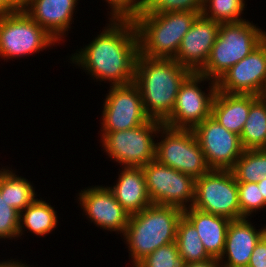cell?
Here are the masks:
<instances>
[{"label": "cell", "mask_w": 266, "mask_h": 267, "mask_svg": "<svg viewBox=\"0 0 266 267\" xmlns=\"http://www.w3.org/2000/svg\"><path fill=\"white\" fill-rule=\"evenodd\" d=\"M110 24L71 61L112 86L134 82L139 37L132 17H111ZM112 22V23H111ZM76 54V55H75ZM86 68V69H85Z\"/></svg>", "instance_id": "6da1fadb"}, {"label": "cell", "mask_w": 266, "mask_h": 267, "mask_svg": "<svg viewBox=\"0 0 266 267\" xmlns=\"http://www.w3.org/2000/svg\"><path fill=\"white\" fill-rule=\"evenodd\" d=\"M191 73L174 59L148 58L139 53L134 83L150 119L163 122L172 113L179 88Z\"/></svg>", "instance_id": "7a4b0ae2"}, {"label": "cell", "mask_w": 266, "mask_h": 267, "mask_svg": "<svg viewBox=\"0 0 266 267\" xmlns=\"http://www.w3.org/2000/svg\"><path fill=\"white\" fill-rule=\"evenodd\" d=\"M183 210L168 205L152 203L129 217L124 232L133 267L160 246L176 241L177 225Z\"/></svg>", "instance_id": "3957f363"}, {"label": "cell", "mask_w": 266, "mask_h": 267, "mask_svg": "<svg viewBox=\"0 0 266 267\" xmlns=\"http://www.w3.org/2000/svg\"><path fill=\"white\" fill-rule=\"evenodd\" d=\"M198 15L192 11L136 13L132 19L137 28L140 54L148 58L173 59Z\"/></svg>", "instance_id": "277c9868"}, {"label": "cell", "mask_w": 266, "mask_h": 267, "mask_svg": "<svg viewBox=\"0 0 266 267\" xmlns=\"http://www.w3.org/2000/svg\"><path fill=\"white\" fill-rule=\"evenodd\" d=\"M263 34L260 28L246 19L236 23H221L209 58L198 73L217 81L262 43Z\"/></svg>", "instance_id": "5b68a950"}, {"label": "cell", "mask_w": 266, "mask_h": 267, "mask_svg": "<svg viewBox=\"0 0 266 267\" xmlns=\"http://www.w3.org/2000/svg\"><path fill=\"white\" fill-rule=\"evenodd\" d=\"M163 122L151 119L136 128L114 132H103V149L124 167H144L155 159V133L160 132Z\"/></svg>", "instance_id": "8992f818"}, {"label": "cell", "mask_w": 266, "mask_h": 267, "mask_svg": "<svg viewBox=\"0 0 266 267\" xmlns=\"http://www.w3.org/2000/svg\"><path fill=\"white\" fill-rule=\"evenodd\" d=\"M161 142L156 143L155 160L197 179L208 173L205 155L192 130L160 128Z\"/></svg>", "instance_id": "52a82bcc"}, {"label": "cell", "mask_w": 266, "mask_h": 267, "mask_svg": "<svg viewBox=\"0 0 266 267\" xmlns=\"http://www.w3.org/2000/svg\"><path fill=\"white\" fill-rule=\"evenodd\" d=\"M55 42L25 11L0 15V57L27 56Z\"/></svg>", "instance_id": "ba28073f"}, {"label": "cell", "mask_w": 266, "mask_h": 267, "mask_svg": "<svg viewBox=\"0 0 266 267\" xmlns=\"http://www.w3.org/2000/svg\"><path fill=\"white\" fill-rule=\"evenodd\" d=\"M192 207L230 220L240 219L238 186L233 172L211 169L195 179Z\"/></svg>", "instance_id": "9c48e42d"}, {"label": "cell", "mask_w": 266, "mask_h": 267, "mask_svg": "<svg viewBox=\"0 0 266 267\" xmlns=\"http://www.w3.org/2000/svg\"><path fill=\"white\" fill-rule=\"evenodd\" d=\"M211 81L199 73H191L181 84L172 113L163 121V125L173 129L193 130L211 116L212 103L217 92L215 80L211 81L209 93L199 88L200 82Z\"/></svg>", "instance_id": "30bf717a"}, {"label": "cell", "mask_w": 266, "mask_h": 267, "mask_svg": "<svg viewBox=\"0 0 266 267\" xmlns=\"http://www.w3.org/2000/svg\"><path fill=\"white\" fill-rule=\"evenodd\" d=\"M146 189L152 203L178 207L182 210L193 206L195 179L157 160L142 167ZM187 202L190 204L186 205Z\"/></svg>", "instance_id": "8fae6325"}, {"label": "cell", "mask_w": 266, "mask_h": 267, "mask_svg": "<svg viewBox=\"0 0 266 267\" xmlns=\"http://www.w3.org/2000/svg\"><path fill=\"white\" fill-rule=\"evenodd\" d=\"M104 102L102 132H114L136 128L151 119L146 114L137 85L110 86Z\"/></svg>", "instance_id": "7c38bea8"}, {"label": "cell", "mask_w": 266, "mask_h": 267, "mask_svg": "<svg viewBox=\"0 0 266 267\" xmlns=\"http://www.w3.org/2000/svg\"><path fill=\"white\" fill-rule=\"evenodd\" d=\"M211 169L231 170L244 151L240 136L212 116L192 130Z\"/></svg>", "instance_id": "4fadbf2b"}, {"label": "cell", "mask_w": 266, "mask_h": 267, "mask_svg": "<svg viewBox=\"0 0 266 267\" xmlns=\"http://www.w3.org/2000/svg\"><path fill=\"white\" fill-rule=\"evenodd\" d=\"M217 91L228 94L266 95V46L261 43L229 68L217 81Z\"/></svg>", "instance_id": "5bb4252c"}, {"label": "cell", "mask_w": 266, "mask_h": 267, "mask_svg": "<svg viewBox=\"0 0 266 267\" xmlns=\"http://www.w3.org/2000/svg\"><path fill=\"white\" fill-rule=\"evenodd\" d=\"M220 26V23L208 19L202 14L198 15L189 31L182 38L180 47L173 59L192 73H198L209 58Z\"/></svg>", "instance_id": "9a60e30c"}, {"label": "cell", "mask_w": 266, "mask_h": 267, "mask_svg": "<svg viewBox=\"0 0 266 267\" xmlns=\"http://www.w3.org/2000/svg\"><path fill=\"white\" fill-rule=\"evenodd\" d=\"M105 186L86 188L79 193L78 199L85 215L100 228L119 231L124 235L130 215Z\"/></svg>", "instance_id": "2e32d148"}, {"label": "cell", "mask_w": 266, "mask_h": 267, "mask_svg": "<svg viewBox=\"0 0 266 267\" xmlns=\"http://www.w3.org/2000/svg\"><path fill=\"white\" fill-rule=\"evenodd\" d=\"M248 221L246 217H243L231 220L229 223L224 250L221 257L218 259L222 267L248 266L256 244L266 233V227L257 231ZM224 258H227V262H223Z\"/></svg>", "instance_id": "e0dca14e"}, {"label": "cell", "mask_w": 266, "mask_h": 267, "mask_svg": "<svg viewBox=\"0 0 266 267\" xmlns=\"http://www.w3.org/2000/svg\"><path fill=\"white\" fill-rule=\"evenodd\" d=\"M78 0H28L24 11L56 41L72 24Z\"/></svg>", "instance_id": "ac0fdd59"}, {"label": "cell", "mask_w": 266, "mask_h": 267, "mask_svg": "<svg viewBox=\"0 0 266 267\" xmlns=\"http://www.w3.org/2000/svg\"><path fill=\"white\" fill-rule=\"evenodd\" d=\"M117 180L113 188H108L130 216L152 204L146 189L144 171L141 167H124Z\"/></svg>", "instance_id": "d6986e66"}, {"label": "cell", "mask_w": 266, "mask_h": 267, "mask_svg": "<svg viewBox=\"0 0 266 267\" xmlns=\"http://www.w3.org/2000/svg\"><path fill=\"white\" fill-rule=\"evenodd\" d=\"M258 97L253 94H228L217 91L212 103L211 116L228 131L240 136L251 104Z\"/></svg>", "instance_id": "ffe728a7"}, {"label": "cell", "mask_w": 266, "mask_h": 267, "mask_svg": "<svg viewBox=\"0 0 266 267\" xmlns=\"http://www.w3.org/2000/svg\"><path fill=\"white\" fill-rule=\"evenodd\" d=\"M183 215L194 225L207 253L219 259L223 253L230 219L190 207Z\"/></svg>", "instance_id": "44dd1931"}, {"label": "cell", "mask_w": 266, "mask_h": 267, "mask_svg": "<svg viewBox=\"0 0 266 267\" xmlns=\"http://www.w3.org/2000/svg\"><path fill=\"white\" fill-rule=\"evenodd\" d=\"M266 139V95L259 96L252 104L242 133L244 150L265 149Z\"/></svg>", "instance_id": "7402d4cb"}, {"label": "cell", "mask_w": 266, "mask_h": 267, "mask_svg": "<svg viewBox=\"0 0 266 267\" xmlns=\"http://www.w3.org/2000/svg\"><path fill=\"white\" fill-rule=\"evenodd\" d=\"M25 212V213H24ZM58 223L56 211L43 200L36 199L22 212L19 218V235L24 232V226L37 236L49 234Z\"/></svg>", "instance_id": "603a6c76"}, {"label": "cell", "mask_w": 266, "mask_h": 267, "mask_svg": "<svg viewBox=\"0 0 266 267\" xmlns=\"http://www.w3.org/2000/svg\"><path fill=\"white\" fill-rule=\"evenodd\" d=\"M0 193L1 197L18 212H22L36 200L35 190L28 180L17 177L13 171L3 168L0 170Z\"/></svg>", "instance_id": "cb8c5ba5"}, {"label": "cell", "mask_w": 266, "mask_h": 267, "mask_svg": "<svg viewBox=\"0 0 266 267\" xmlns=\"http://www.w3.org/2000/svg\"><path fill=\"white\" fill-rule=\"evenodd\" d=\"M176 244L185 263L204 262L212 257L207 253L194 225L183 215L178 221Z\"/></svg>", "instance_id": "d4e9b609"}, {"label": "cell", "mask_w": 266, "mask_h": 267, "mask_svg": "<svg viewBox=\"0 0 266 267\" xmlns=\"http://www.w3.org/2000/svg\"><path fill=\"white\" fill-rule=\"evenodd\" d=\"M237 182H255L266 178V149L244 150L231 169Z\"/></svg>", "instance_id": "484cf974"}, {"label": "cell", "mask_w": 266, "mask_h": 267, "mask_svg": "<svg viewBox=\"0 0 266 267\" xmlns=\"http://www.w3.org/2000/svg\"><path fill=\"white\" fill-rule=\"evenodd\" d=\"M244 0H204L201 14L218 23H236L243 19ZM211 13V14H210Z\"/></svg>", "instance_id": "4316f807"}, {"label": "cell", "mask_w": 266, "mask_h": 267, "mask_svg": "<svg viewBox=\"0 0 266 267\" xmlns=\"http://www.w3.org/2000/svg\"><path fill=\"white\" fill-rule=\"evenodd\" d=\"M183 257L179 255L176 242L160 246L141 260L135 267H185Z\"/></svg>", "instance_id": "83f0119b"}, {"label": "cell", "mask_w": 266, "mask_h": 267, "mask_svg": "<svg viewBox=\"0 0 266 267\" xmlns=\"http://www.w3.org/2000/svg\"><path fill=\"white\" fill-rule=\"evenodd\" d=\"M240 218L250 216L253 212L265 208L266 203L261 195L258 183L237 182Z\"/></svg>", "instance_id": "f1b7e54d"}, {"label": "cell", "mask_w": 266, "mask_h": 267, "mask_svg": "<svg viewBox=\"0 0 266 267\" xmlns=\"http://www.w3.org/2000/svg\"><path fill=\"white\" fill-rule=\"evenodd\" d=\"M203 4L204 0H144L143 8L139 12L192 11L200 15Z\"/></svg>", "instance_id": "f546056e"}, {"label": "cell", "mask_w": 266, "mask_h": 267, "mask_svg": "<svg viewBox=\"0 0 266 267\" xmlns=\"http://www.w3.org/2000/svg\"><path fill=\"white\" fill-rule=\"evenodd\" d=\"M20 212L11 207L0 193V238H13L19 236Z\"/></svg>", "instance_id": "4dcf8cb0"}, {"label": "cell", "mask_w": 266, "mask_h": 267, "mask_svg": "<svg viewBox=\"0 0 266 267\" xmlns=\"http://www.w3.org/2000/svg\"><path fill=\"white\" fill-rule=\"evenodd\" d=\"M112 9L111 17H133L144 4V0H106Z\"/></svg>", "instance_id": "1f68e13d"}, {"label": "cell", "mask_w": 266, "mask_h": 267, "mask_svg": "<svg viewBox=\"0 0 266 267\" xmlns=\"http://www.w3.org/2000/svg\"><path fill=\"white\" fill-rule=\"evenodd\" d=\"M247 267H266V233L256 244Z\"/></svg>", "instance_id": "d6a6232c"}, {"label": "cell", "mask_w": 266, "mask_h": 267, "mask_svg": "<svg viewBox=\"0 0 266 267\" xmlns=\"http://www.w3.org/2000/svg\"><path fill=\"white\" fill-rule=\"evenodd\" d=\"M28 0H0V15L24 11Z\"/></svg>", "instance_id": "836d02e7"}, {"label": "cell", "mask_w": 266, "mask_h": 267, "mask_svg": "<svg viewBox=\"0 0 266 267\" xmlns=\"http://www.w3.org/2000/svg\"><path fill=\"white\" fill-rule=\"evenodd\" d=\"M185 267H222L219 260L216 258H211L204 262H195V263H188Z\"/></svg>", "instance_id": "e575fe53"}, {"label": "cell", "mask_w": 266, "mask_h": 267, "mask_svg": "<svg viewBox=\"0 0 266 267\" xmlns=\"http://www.w3.org/2000/svg\"><path fill=\"white\" fill-rule=\"evenodd\" d=\"M0 267H29L26 265H24L21 261L20 262H16V261H12V259L10 261H3L0 262Z\"/></svg>", "instance_id": "d590c367"}, {"label": "cell", "mask_w": 266, "mask_h": 267, "mask_svg": "<svg viewBox=\"0 0 266 267\" xmlns=\"http://www.w3.org/2000/svg\"><path fill=\"white\" fill-rule=\"evenodd\" d=\"M257 183L260 188L261 195L264 198V202L266 203V178L264 180H259Z\"/></svg>", "instance_id": "8d00e7d4"}, {"label": "cell", "mask_w": 266, "mask_h": 267, "mask_svg": "<svg viewBox=\"0 0 266 267\" xmlns=\"http://www.w3.org/2000/svg\"><path fill=\"white\" fill-rule=\"evenodd\" d=\"M262 43L266 46V32L265 31L262 37Z\"/></svg>", "instance_id": "74e56055"}]
</instances>
